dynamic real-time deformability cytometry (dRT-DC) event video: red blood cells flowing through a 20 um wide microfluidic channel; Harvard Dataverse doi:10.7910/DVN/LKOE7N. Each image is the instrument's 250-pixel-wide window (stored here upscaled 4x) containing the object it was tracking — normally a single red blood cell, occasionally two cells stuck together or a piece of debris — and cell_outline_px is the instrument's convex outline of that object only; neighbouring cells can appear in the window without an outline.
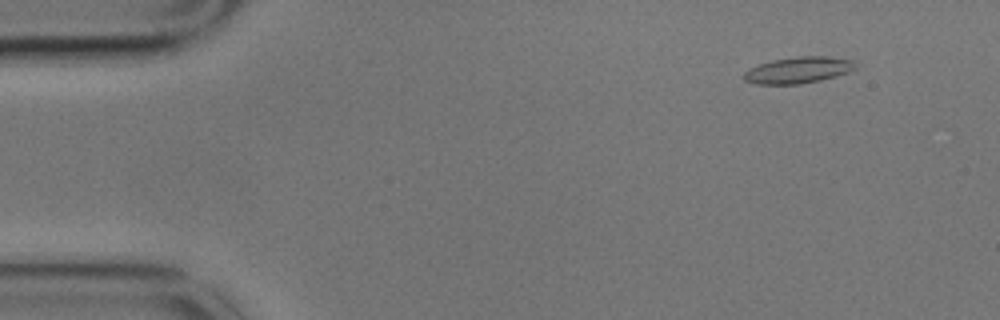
{"species": "common noctule bat (a hibernating species)", "species_latin": "Nyctalus noctula", "temperature_condition": "cold", "stored_images_in_passage": 57, "camera_frame_rate_fps": 3000, "um_per_image_px": 0.085, "animal": {"sex": "male", "body_mass_g": 17.9}, "frame": {"image": 1, "passage_image": 4, "time_ms": 1.0, "image_size_px": [1000, 320], "cell_outline_px": [[856, 68], [848, 72], [836, 76], [820, 80], [800, 84], [756, 84], [744, 80], [744, 72], [748, 68], [772, 60], [800, 56], [828, 56], [852, 60], [856, 64]], "centroid_in_image_um": [67.85, 5.95], "position_along_channel_um": 17.2, "area_um2": 17.11}}
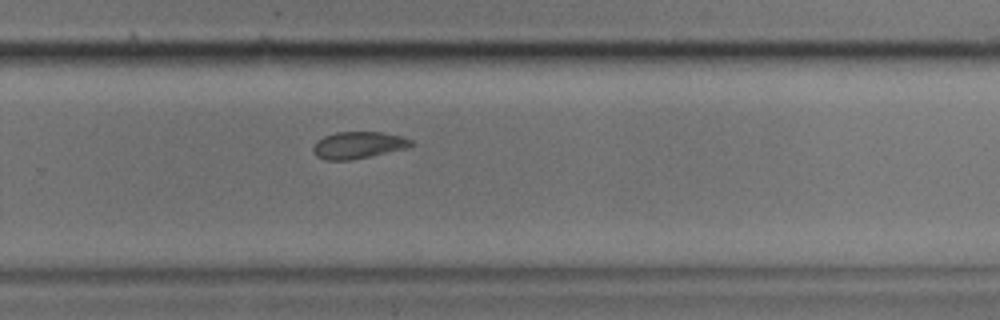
{"frame": {"image": 2, "passage_image": 37, "time_ms": 12.0, "image_size_px": [1000, 320], "cell_outline_px": [[416, 144], [412, 148], [352, 160], [324, 160], [316, 156], [312, 152], [312, 148], [316, 140], [324, 136], [336, 132], [384, 132], [404, 136], [412, 140]], "centroid_in_image_um": [30.52, 12.34], "position_along_channel_um": 299.3, "area_um2": 15.95}}
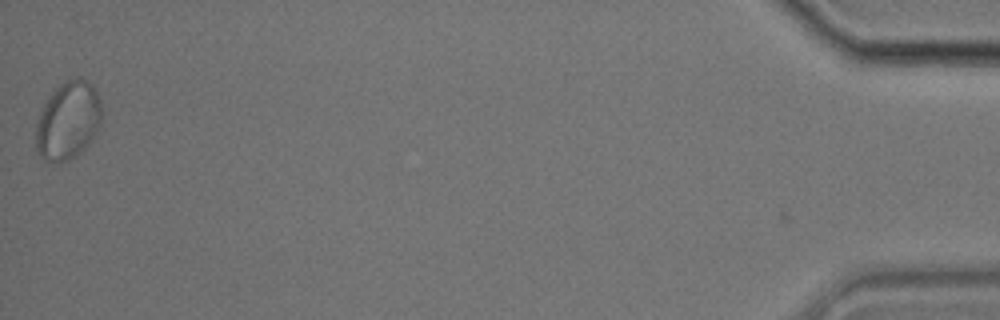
{"frame": {"image": 3, "passage_image": 57, "time_ms": 18.667, "image_size_px": [1000, 320], "cell_outline_px": [[100, 124], [96, 132], [84, 148], [80, 152], [68, 160], [52, 164], [48, 164], [36, 152], [36, 124], [40, 112], [44, 104], [52, 92], [60, 84], [76, 76], [80, 76], [96, 92], [100, 100]], "centroid_in_image_um": [5.74, 10.29], "position_along_channel_um": 429.5, "area_um2": 29.65}, "authors_computed_cell_mechanics": {"area_um2": 16.2418, "velocity_mm_per_s": 3.3854, "shape_relaxation_time_tau1_ms": 8.32, "shape_relaxation_time_tau2_ms": 8.7311, "deformation_change_tau1": 0.14, "deformation_change_tau2": 0.0549}}